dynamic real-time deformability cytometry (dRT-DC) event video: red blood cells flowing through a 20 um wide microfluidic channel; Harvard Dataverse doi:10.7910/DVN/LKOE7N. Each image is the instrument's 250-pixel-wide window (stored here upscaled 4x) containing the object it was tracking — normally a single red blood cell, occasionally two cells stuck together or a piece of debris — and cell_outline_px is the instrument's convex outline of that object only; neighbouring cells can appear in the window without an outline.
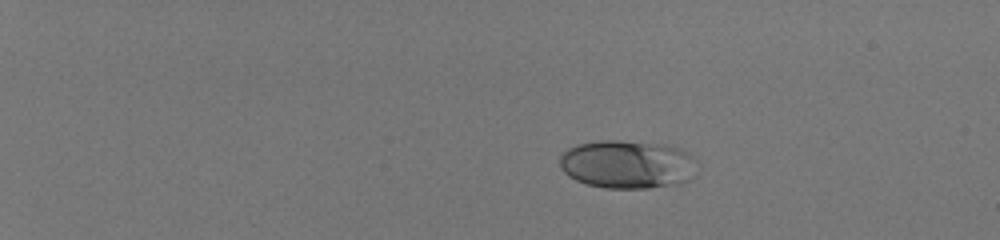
{"species": "human", "species_latin": "Homo sapiens", "temperature_condition": "room temperature", "stored_images_in_passage": 46, "camera_frame_rate_fps": 3000, "um_per_image_px": 0.085, "donor": {"sex": "male"}, "frame": {"image": 1, "passage_image": 1, "time_ms": 0.0, "image_size_px": [1000, 240], "cell_outline_px": [[688, 180], [676, 184], [648, 188], [604, 188], [588, 184], [576, 180], [568, 176], [560, 168], [560, 156], [568, 148], [580, 144], [600, 140], [616, 140], [660, 144], [676, 148], [684, 152], [688, 156]], "centroid_in_image_um": [53.14, 13.97], "position_along_channel_um": 31.9, "area_um2": 37.4}}
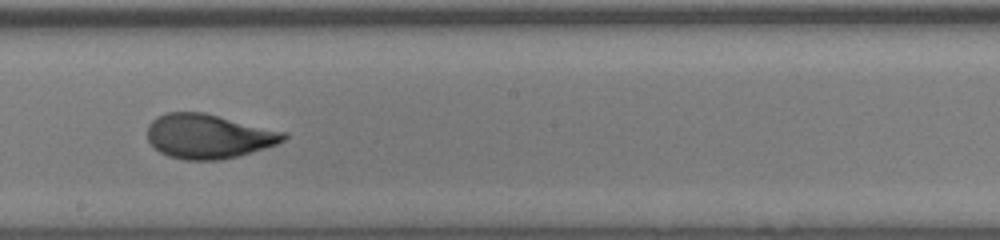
{"frame": {"image": 2, "passage_image": 27, "time_ms": 8.667, "image_size_px": [1000, 240], "cell_outline_px": [[288, 136], [284, 140], [276, 144], [264, 148], [236, 156], [220, 160], [184, 160], [168, 156], [160, 152], [148, 140], [148, 124], [156, 116], [168, 112], [204, 112], [288, 132]], "centroid_in_image_um": [17.72, 11.57], "position_along_channel_um": 230.5, "area_um2": 35.32}}
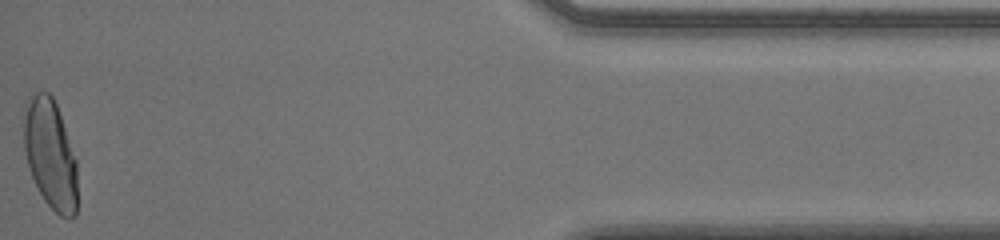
{"frame": {"image": 3, "passage_image": 46, "time_ms": 15.0, "image_size_px": [1000, 240], "cell_outline_px": [[76, 216], [72, 220], [68, 220], [60, 216], [44, 200], [32, 176], [28, 164], [24, 148], [24, 104], [28, 96], [36, 92], [48, 92], [52, 96], [56, 104], [76, 160]], "centroid_in_image_um": [4.27, 13.1], "position_along_channel_um": 430.9, "area_um2": 34.04}, "authors_computed_cell_mechanics": {"area_um2": 34.7089, "velocity_mm_per_s": 4.016, "shape_relaxation_time_tau1_ms": 6.0126, "shape_relaxation_time_tau2_ms": null, "deformation_change_tau1": 0.2245, "deformation_change_tau2": null}}